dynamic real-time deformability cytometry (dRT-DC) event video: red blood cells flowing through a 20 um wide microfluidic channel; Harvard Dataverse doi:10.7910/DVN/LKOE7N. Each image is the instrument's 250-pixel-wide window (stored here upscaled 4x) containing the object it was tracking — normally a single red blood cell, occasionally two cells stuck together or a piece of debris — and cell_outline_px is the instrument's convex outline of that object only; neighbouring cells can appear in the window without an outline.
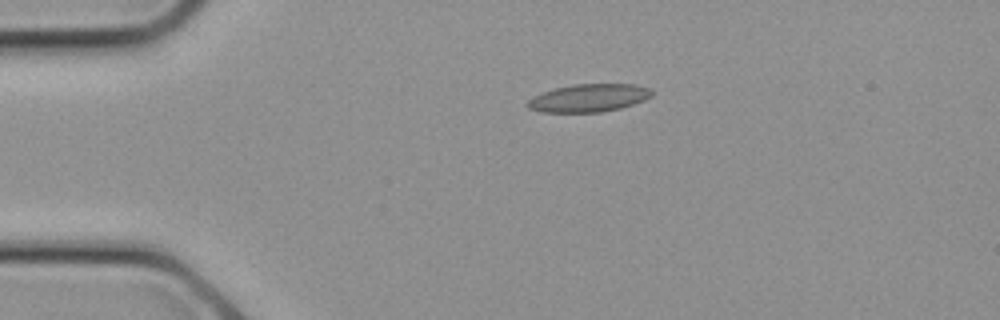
{"species": "common noctule bat (a hibernating species)", "species_latin": "Nyctalus noctula", "temperature_condition": "cold", "stored_images_in_passage": 5, "camera_frame_rate_fps": 3000, "um_per_image_px": 0.085, "animal": {"sex": "female", "body_mass_g": 21.9}, "frame": {"image": 1, "passage_image": 1, "time_ms": 0.0, "image_size_px": [1000, 320], "cell_outline_px": [[652, 96], [644, 100], [620, 108], [600, 112], [540, 112], [528, 108], [524, 104], [532, 96], [556, 88], [572, 84], [632, 84], [648, 88], [652, 92]], "centroid_in_image_um": [49.99, 8.33], "position_along_channel_um": 35.0, "area_um2": 20.11}}
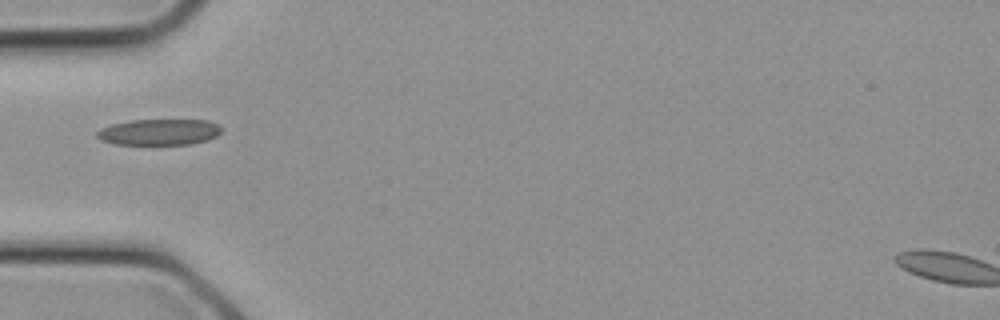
{"frame": {"image": 2, "passage_image": 4, "time_ms": 1.0, "image_size_px": [1000, 320], "cell_outline_px": [[224, 128], [216, 136], [208, 140], [192, 144], [112, 144], [100, 140], [96, 136], [96, 132], [100, 128], [112, 124], [132, 120], [208, 120]], "centroid_in_image_um": [13.52, 11.22], "position_along_channel_um": 71.5, "area_um2": 19.02}}